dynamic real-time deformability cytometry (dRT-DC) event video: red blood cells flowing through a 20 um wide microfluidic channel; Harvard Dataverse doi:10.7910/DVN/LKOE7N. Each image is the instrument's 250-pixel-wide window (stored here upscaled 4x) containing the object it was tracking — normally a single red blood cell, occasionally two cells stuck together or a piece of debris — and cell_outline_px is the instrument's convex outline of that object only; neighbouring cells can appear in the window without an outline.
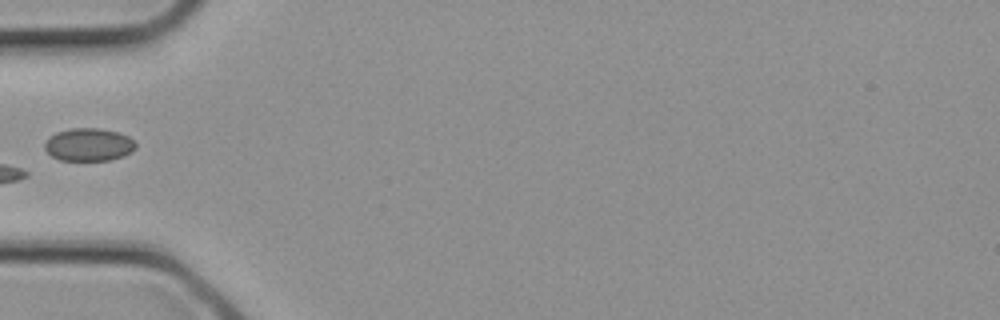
{"species": "common noctule bat (a hibernating species)", "species_latin": "Nyctalus noctula", "temperature_condition": "cold", "stored_images_in_passage": 4, "camera_frame_rate_fps": 3000, "um_per_image_px": 0.085, "animal": {"sex": "female", "body_mass_g": 21.9}, "frame": {"image": 1, "passage_image": 4, "time_ms": 1.0, "image_size_px": [1000, 320], "cell_outline_px": [[136, 148], [132, 152], [124, 156], [108, 160], [60, 160], [52, 156], [44, 148], [44, 144], [48, 136], [56, 132], [72, 128], [100, 128], [120, 132], [128, 136], [136, 144]], "centroid_in_image_um": [7.54, 12.28], "position_along_channel_um": 77.5, "area_um2": 17.57}}